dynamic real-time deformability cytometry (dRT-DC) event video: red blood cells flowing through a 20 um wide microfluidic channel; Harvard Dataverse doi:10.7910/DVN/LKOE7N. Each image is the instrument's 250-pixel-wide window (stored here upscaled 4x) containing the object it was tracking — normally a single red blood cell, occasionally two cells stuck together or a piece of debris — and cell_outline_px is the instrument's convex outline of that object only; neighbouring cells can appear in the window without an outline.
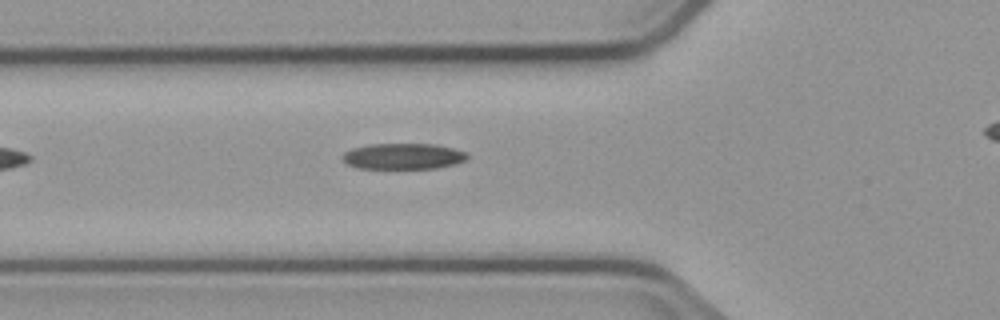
{"species": "common noctule bat (a hibernating species)", "species_latin": "Nyctalus noctula", "temperature_condition": "cold", "stored_images_in_passage": 6, "segment_of_instrument_passage": [1, 2], "camera_frame_rate_fps": 3000, "um_per_image_px": 0.085, "animal": {"sex": "male", "body_mass_g": 23.1, "forearm_length_mm": 52.7}, "frame": {"image": 1, "passage_image": 5, "time_ms": 5.333, "image_size_px": [1000, 320], "cell_outline_px": [[468, 160], [456, 164], [436, 168], [356, 168], [348, 164], [340, 156], [344, 152], [352, 148], [368, 144], [432, 144], [452, 148], [464, 152], [468, 156]], "centroid_in_image_um": [34.25, 13.28], "position_along_channel_um": 91.5, "area_um2": 18.84}}